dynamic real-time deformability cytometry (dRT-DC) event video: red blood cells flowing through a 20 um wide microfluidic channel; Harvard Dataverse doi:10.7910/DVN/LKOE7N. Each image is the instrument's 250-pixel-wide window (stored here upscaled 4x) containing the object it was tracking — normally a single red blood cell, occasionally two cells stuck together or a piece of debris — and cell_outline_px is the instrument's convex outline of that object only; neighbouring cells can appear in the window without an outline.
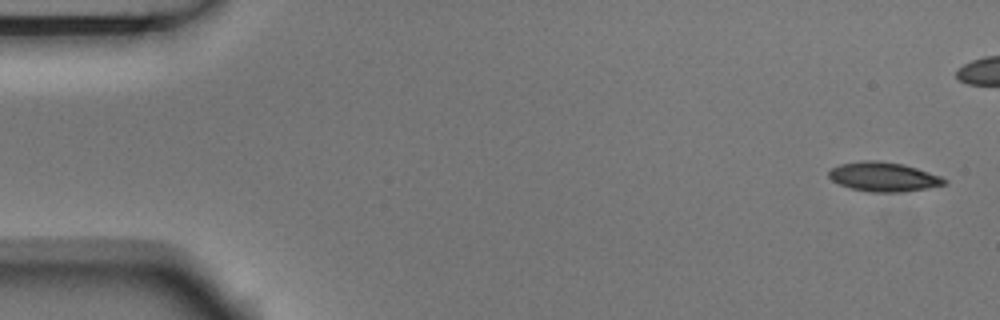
{"species": "Egyptian fruit bat (a non-hibernating species)", "species_latin": "Rousettus aegyptiacus", "temperature_condition": "room temperature", "stored_images_in_passage": 9, "camera_frame_rate_fps": 3000, "um_per_image_px": 0.085, "animal": {"sex": "male"}, "frame": {"image": 1, "passage_image": 1, "time_ms": 0.0, "image_size_px": [1000, 320], "cell_outline_px": [[948, 184], [904, 192], [868, 192], [852, 188], [840, 184], [832, 180], [828, 176], [828, 172], [832, 168], [840, 164], [864, 160], [880, 160], [904, 164], [940, 176], [948, 180]], "centroid_in_image_um": [75.12, 15.02], "position_along_channel_um": 9.9, "area_um2": 19.77}}
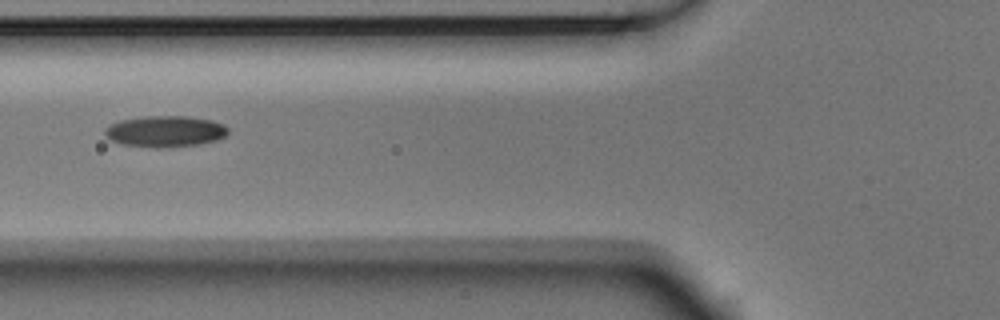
{"frame": {"image": 2, "passage_image": 7, "time_ms": 2.0, "image_size_px": [1000, 320], "cell_outline_px": [[228, 132], [224, 136], [216, 140], [200, 144], [168, 148], [156, 148], [120, 144], [104, 136], [104, 128], [120, 120], [144, 116], [188, 116], [212, 120], [224, 124], [228, 128]], "centroid_in_image_um": [14.03, 11.17], "position_along_channel_um": 111.8, "area_um2": 22.66}}
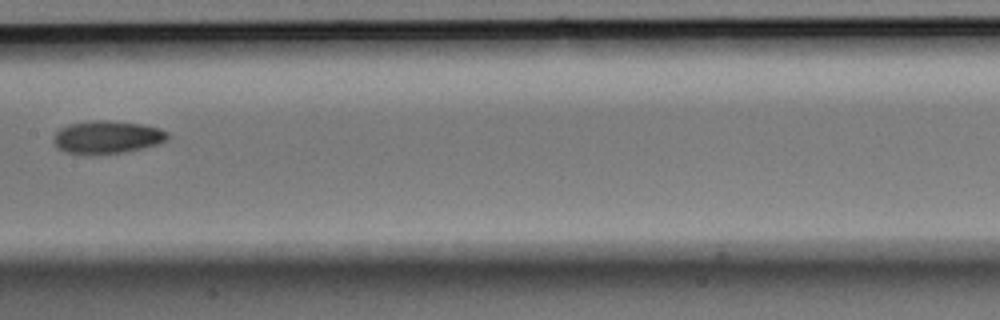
{"frame": {"image": 3, "passage_image": 9, "time_ms": 2.667, "image_size_px": [1000, 320], "cell_outline_px": [[168, 136], [164, 140], [156, 144], [124, 152], [64, 152], [56, 148], [52, 140], [56, 132], [60, 128], [68, 124], [92, 120], [108, 120], [144, 124], [160, 128], [168, 132]], "centroid_in_image_um": [9.07, 11.61], "position_along_channel_um": 198.3, "area_um2": 21.33}}